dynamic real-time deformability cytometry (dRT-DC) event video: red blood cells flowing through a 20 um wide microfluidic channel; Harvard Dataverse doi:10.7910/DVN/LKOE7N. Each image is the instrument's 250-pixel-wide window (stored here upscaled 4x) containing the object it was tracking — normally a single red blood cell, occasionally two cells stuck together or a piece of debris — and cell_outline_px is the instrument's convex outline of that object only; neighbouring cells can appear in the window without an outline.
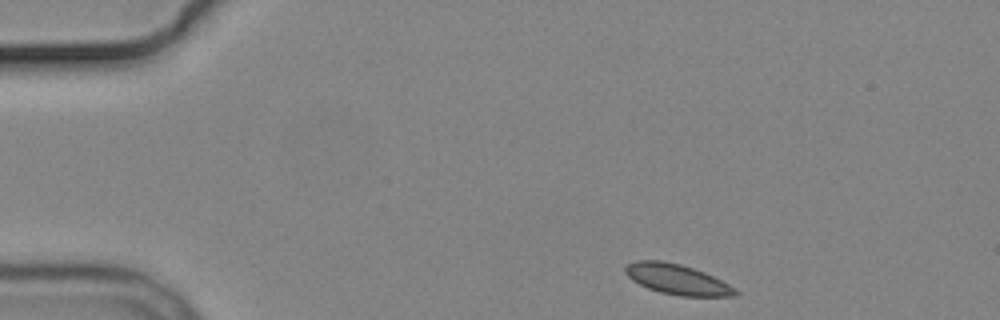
{"species": "common noctule bat (a hibernating species)", "species_latin": "Nyctalus noctula", "temperature_condition": "cold", "stored_images_in_passage": 4, "camera_frame_rate_fps": 3000, "um_per_image_px": 0.085, "animal": {"sex": "male", "body_mass_g": 19.2, "forearm_length_mm": 51.8}, "frame": {"image": 1, "passage_image": 1, "time_ms": 0.0, "image_size_px": [1000, 320], "cell_outline_px": [[740, 296], [680, 296], [660, 292], [648, 288], [632, 280], [624, 272], [624, 268], [628, 264], [636, 260], [660, 260], [680, 264], [704, 272], [736, 288], [740, 292]], "centroid_in_image_um": [57.57, 23.75], "position_along_channel_um": 27.4, "area_um2": 19.36}}